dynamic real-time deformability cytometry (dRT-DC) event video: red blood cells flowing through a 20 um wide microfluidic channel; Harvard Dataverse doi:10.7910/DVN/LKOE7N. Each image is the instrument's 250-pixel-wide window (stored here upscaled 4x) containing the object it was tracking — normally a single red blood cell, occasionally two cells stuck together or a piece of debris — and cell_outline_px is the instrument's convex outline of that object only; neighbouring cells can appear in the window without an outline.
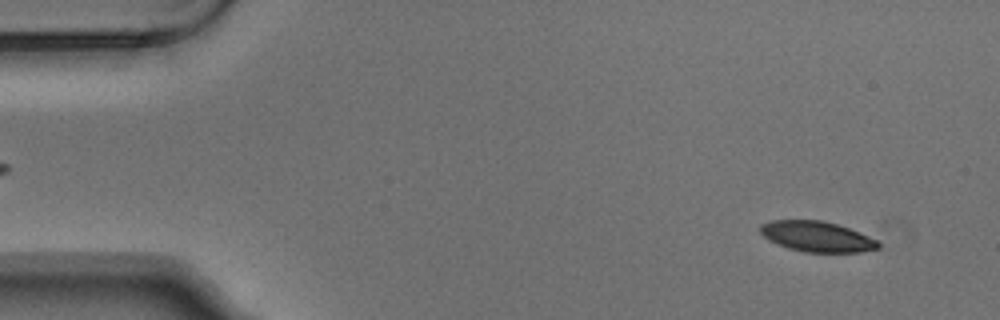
{"species": "Egyptian fruit bat (a non-hibernating species)", "species_latin": "Rousettus aegyptiacus", "temperature_condition": "warm", "stored_images_in_passage": 4, "camera_frame_rate_fps": 3000, "um_per_image_px": 0.085, "animal": {"sex": "male"}, "frame": {"image": 1, "passage_image": 1, "time_ms": 0.0, "image_size_px": [1000, 320], "cell_outline_px": [[880, 248], [860, 252], [804, 252], [788, 248], [776, 244], [768, 240], [760, 232], [760, 224], [772, 220], [824, 220], [860, 232], [876, 240], [880, 244]], "centroid_in_image_um": [69.42, 20.1], "position_along_channel_um": 15.6, "area_um2": 20.98}}
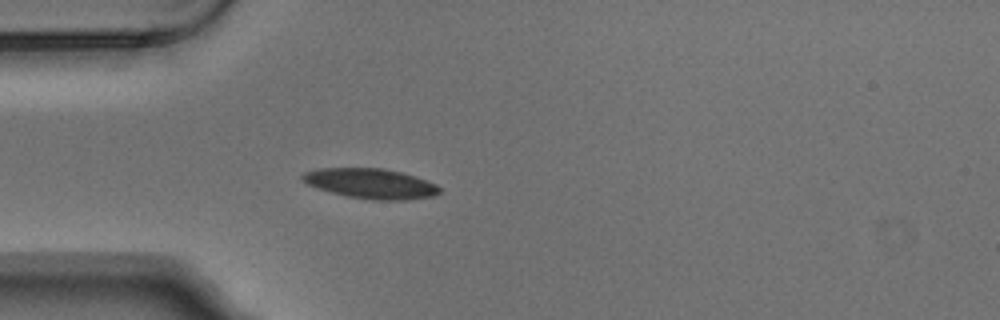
{"frame": {"image": 2, "passage_image": 4, "time_ms": 1.0, "image_size_px": [1000, 320], "cell_outline_px": [[440, 192], [432, 196], [404, 200], [372, 200], [348, 196], [332, 192], [308, 184], [300, 180], [300, 176], [304, 172], [320, 168], [384, 168], [400, 172], [436, 184], [440, 188]], "centroid_in_image_um": [31.48, 15.6], "position_along_channel_um": 53.5, "area_um2": 23.7}}